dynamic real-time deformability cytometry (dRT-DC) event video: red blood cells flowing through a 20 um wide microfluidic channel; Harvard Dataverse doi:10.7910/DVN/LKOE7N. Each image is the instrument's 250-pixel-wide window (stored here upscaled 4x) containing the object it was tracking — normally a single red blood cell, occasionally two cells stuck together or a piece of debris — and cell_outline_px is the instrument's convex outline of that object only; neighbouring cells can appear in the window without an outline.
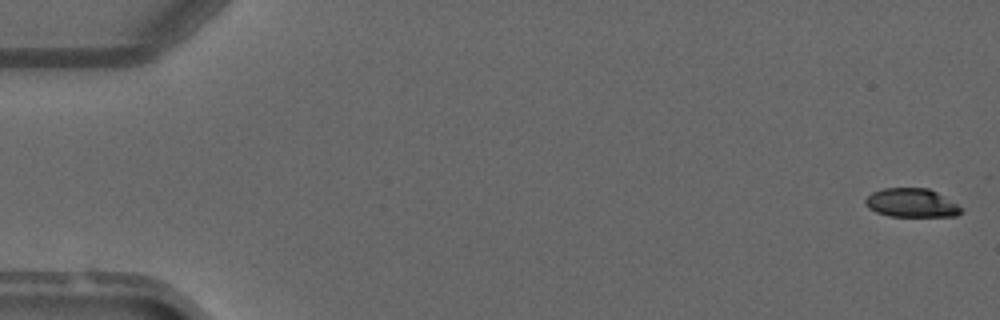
{"species": "common noctule bat (a hibernating species)", "species_latin": "Nyctalus noctula", "temperature_condition": "warm", "stored_images_in_passage": 4, "camera_frame_rate_fps": 3000, "um_per_image_px": 0.085, "animal": {"sex": "male", "forearm_length_mm": 52.5}, "frame": {"image": 1, "passage_image": 1, "time_ms": 0.0, "image_size_px": [1000, 320], "cell_outline_px": [[964, 212], [956, 216], [888, 216], [876, 212], [868, 208], [864, 204], [864, 200], [872, 192], [884, 188], [928, 188], [936, 192], [964, 208]], "centroid_in_image_um": [77.48, 17.25], "position_along_channel_um": 7.5, "area_um2": 16.13}}